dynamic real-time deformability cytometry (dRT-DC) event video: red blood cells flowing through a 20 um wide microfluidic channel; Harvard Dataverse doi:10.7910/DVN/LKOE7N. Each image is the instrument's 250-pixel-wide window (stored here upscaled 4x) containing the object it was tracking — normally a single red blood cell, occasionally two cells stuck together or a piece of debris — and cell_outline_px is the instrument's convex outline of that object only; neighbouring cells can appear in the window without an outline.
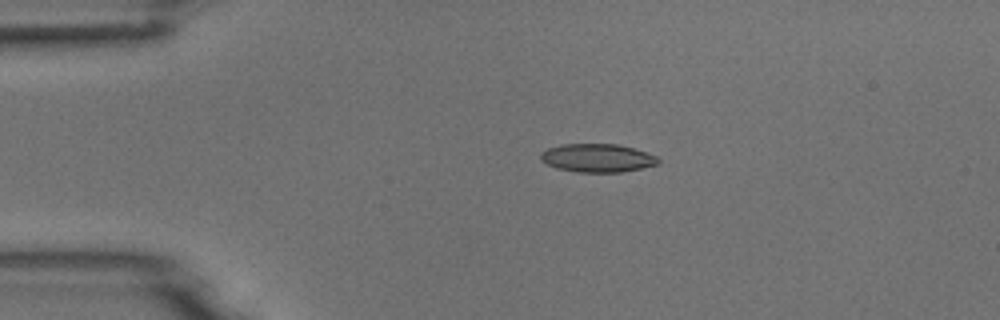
{"species": "common noctule bat (a hibernating species)", "species_latin": "Nyctalus noctula", "temperature_condition": "room temperature", "stored_images_in_passage": 5, "camera_frame_rate_fps": 3000, "um_per_image_px": 0.085, "animal": {"sex": "male", "body_mass_g": 18.8}, "frame": {"image": 1, "passage_image": 2, "time_ms": 1.333, "image_size_px": [1000, 320], "cell_outline_px": [[660, 164], [620, 172], [576, 172], [556, 168], [540, 160], [540, 152], [548, 148], [560, 144], [616, 144], [632, 148], [656, 156], [660, 160]], "centroid_in_image_um": [50.74, 13.43], "position_along_channel_um": 34.3, "area_um2": 19.36}}